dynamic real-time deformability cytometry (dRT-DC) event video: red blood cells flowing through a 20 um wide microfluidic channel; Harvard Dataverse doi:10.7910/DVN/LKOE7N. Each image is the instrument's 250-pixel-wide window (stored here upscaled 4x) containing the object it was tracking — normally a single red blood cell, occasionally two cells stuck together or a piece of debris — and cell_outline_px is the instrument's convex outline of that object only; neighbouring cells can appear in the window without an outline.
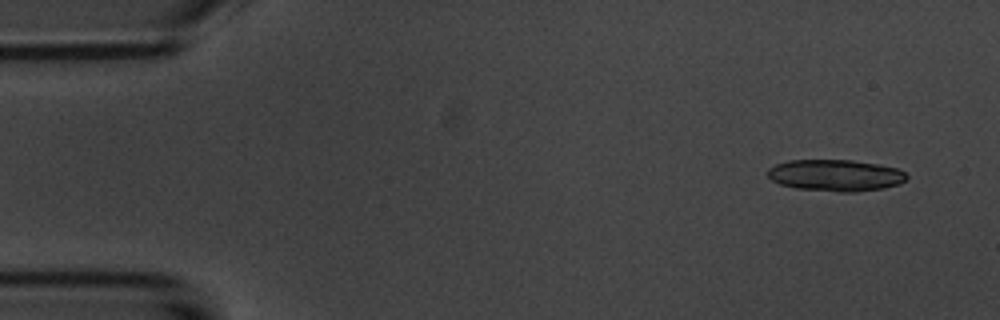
{"species": "common noctule bat (a hibernating species)", "species_latin": "Nyctalus noctula", "temperature_condition": "room temperature", "stored_images_in_passage": 4, "camera_frame_rate_fps": 3000, "um_per_image_px": 0.085, "animal": {"sex": "male", "body_mass_g": 20.1, "forearm_length_mm": 53.5}, "frame": {"image": 1, "passage_image": 1, "time_ms": 0.0, "image_size_px": [1000, 320], "cell_outline_px": [[908, 176], [900, 184], [884, 188], [856, 192], [840, 192], [796, 188], [780, 184], [772, 180], [768, 176], [768, 168], [776, 164], [788, 160], [852, 160], [876, 164], [896, 168], [904, 172]], "centroid_in_image_um": [71.01, 14.9], "position_along_channel_um": 14.0, "area_um2": 25.55}}